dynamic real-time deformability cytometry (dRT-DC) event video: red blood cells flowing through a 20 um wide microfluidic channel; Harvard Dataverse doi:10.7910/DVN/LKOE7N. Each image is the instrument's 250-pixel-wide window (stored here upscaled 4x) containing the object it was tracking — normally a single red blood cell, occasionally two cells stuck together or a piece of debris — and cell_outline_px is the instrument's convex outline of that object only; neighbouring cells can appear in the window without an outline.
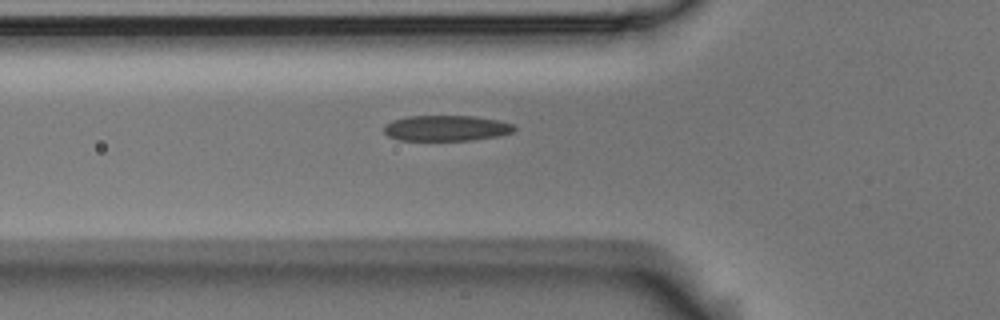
{"species": "Egyptian fruit bat (a non-hibernating species)", "species_latin": "Rousettus aegyptiacus", "temperature_condition": "room temperature", "stored_images_in_passage": 41, "camera_frame_rate_fps": 3000, "um_per_image_px": 0.085, "animal": {"sex": "male"}, "frame": {"image": 1, "passage_image": 5, "time_ms": 1.333, "image_size_px": [1000, 320], "cell_outline_px": [[516, 128], [512, 132], [496, 136], [468, 140], [400, 140], [388, 136], [384, 132], [384, 124], [392, 120], [408, 116], [472, 116], [500, 120], [512, 124]], "centroid_in_image_um": [37.89, 10.88], "position_along_channel_um": 87.9, "area_um2": 19.36}}
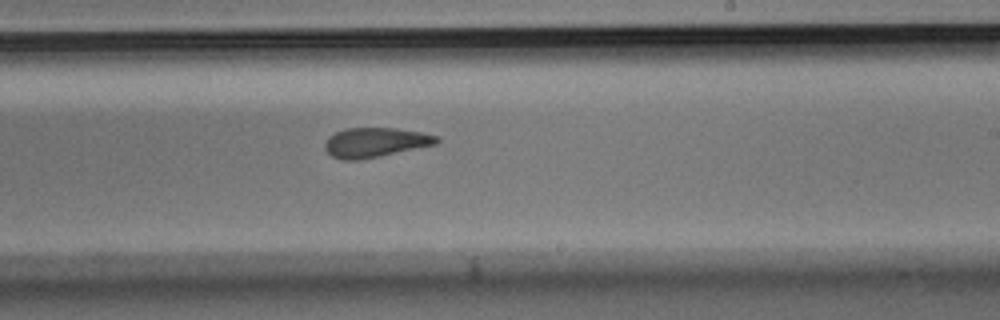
{"frame": {"image": 2, "passage_image": 19, "time_ms": 6.0, "image_size_px": [1000, 320], "cell_outline_px": [[440, 140], [436, 144], [380, 156], [356, 160], [344, 160], [332, 156], [324, 148], [324, 144], [328, 136], [344, 128], [396, 128], [420, 132], [440, 136]], "centroid_in_image_um": [31.89, 12.09], "position_along_channel_um": 257.1, "area_um2": 19.25}}
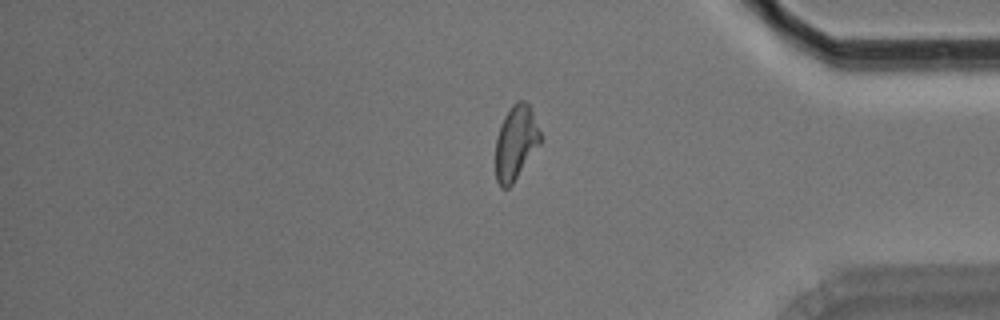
{"frame": {"image": 3, "passage_image": 32, "time_ms": 10.333, "image_size_px": [1000, 320], "cell_outline_px": [[544, 140], [512, 184], [508, 188], [500, 188], [496, 180], [496, 136], [500, 124], [504, 116], [512, 104], [516, 100], [524, 100], [528, 104], [532, 112]], "centroid_in_image_um": [43.85, 12.12], "position_along_channel_um": 391.3, "area_um2": 19.71}}